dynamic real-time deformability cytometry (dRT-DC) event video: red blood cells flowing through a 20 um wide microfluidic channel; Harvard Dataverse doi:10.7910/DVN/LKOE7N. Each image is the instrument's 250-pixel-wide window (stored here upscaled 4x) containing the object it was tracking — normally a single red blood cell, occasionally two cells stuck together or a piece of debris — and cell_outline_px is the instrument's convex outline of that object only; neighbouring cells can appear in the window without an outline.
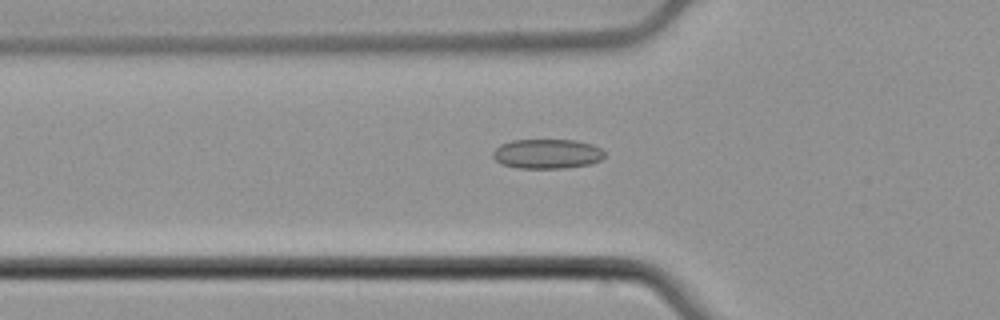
{"species": "common noctule bat (a hibernating species)", "species_latin": "Nyctalus noctula", "temperature_condition": "cold", "stored_images_in_passage": 53, "camera_frame_rate_fps": 3000, "um_per_image_px": 0.085, "animal": {"sex": "male", "body_mass_g": 21.5, "forearm_length_mm": 52.0}, "frame": {"image": 1, "passage_image": 18, "time_ms": 5.667, "image_size_px": [1000, 320], "cell_outline_px": [[604, 156], [600, 160], [592, 164], [564, 168], [516, 168], [504, 164], [496, 160], [492, 156], [492, 152], [500, 144], [512, 140], [576, 140], [592, 144], [600, 148], [604, 152]], "centroid_in_image_um": [46.51, 13.07], "position_along_channel_um": 79.3, "area_um2": 19.31}}
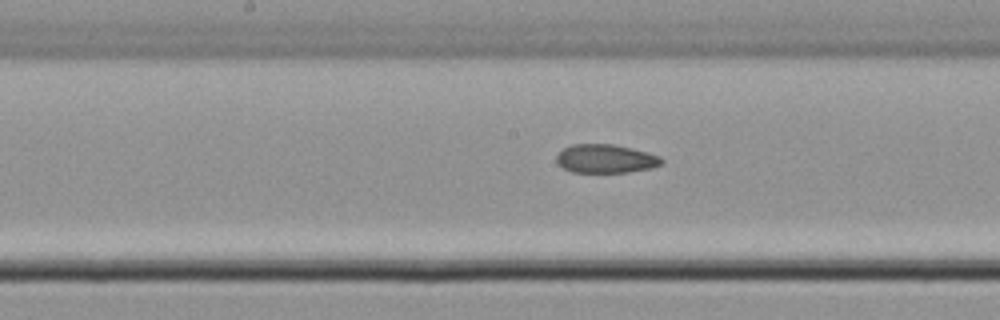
{"frame": {"image": 2, "passage_image": 27, "time_ms": 8.667, "image_size_px": [1000, 320], "cell_outline_px": [[664, 160], [660, 164], [652, 168], [628, 172], [572, 172], [564, 168], [556, 160], [556, 156], [564, 148], [572, 144], [616, 144], [632, 148], [660, 156]], "centroid_in_image_um": [51.49, 13.48], "position_along_channel_um": 196.7, "area_um2": 17.46}}
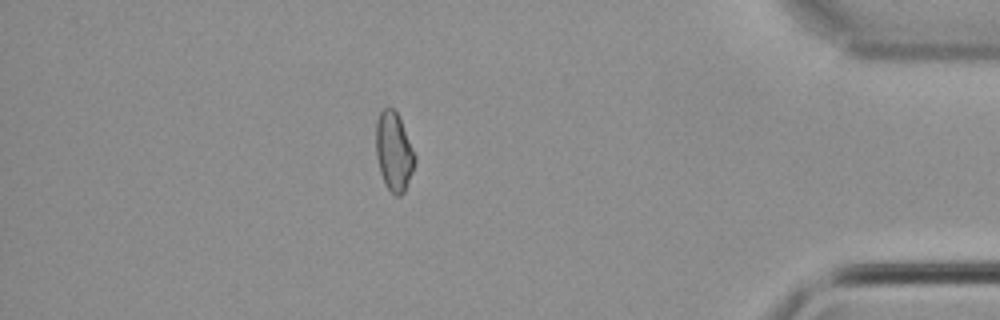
{"frame": {"image": 3, "passage_image": 46, "time_ms": 15.0, "image_size_px": [1000, 320], "cell_outline_px": [[416, 160], [412, 172], [404, 192], [400, 196], [396, 196], [384, 184], [380, 172], [376, 156], [376, 120], [380, 112], [384, 108], [392, 108], [400, 116], [416, 156]], "centroid_in_image_um": [33.48, 12.87], "position_along_channel_um": 401.7, "area_um2": 17.98}, "authors_computed_cell_mechanics": {"area_um2": 18.4382, "velocity_mm_per_s": 3.9002, "shape_relaxation_time_tau1_ms": null, "shape_relaxation_time_tau2_ms": 3.0646, "deformation_change_tau1": null, "deformation_change_tau2": 0.0847}}